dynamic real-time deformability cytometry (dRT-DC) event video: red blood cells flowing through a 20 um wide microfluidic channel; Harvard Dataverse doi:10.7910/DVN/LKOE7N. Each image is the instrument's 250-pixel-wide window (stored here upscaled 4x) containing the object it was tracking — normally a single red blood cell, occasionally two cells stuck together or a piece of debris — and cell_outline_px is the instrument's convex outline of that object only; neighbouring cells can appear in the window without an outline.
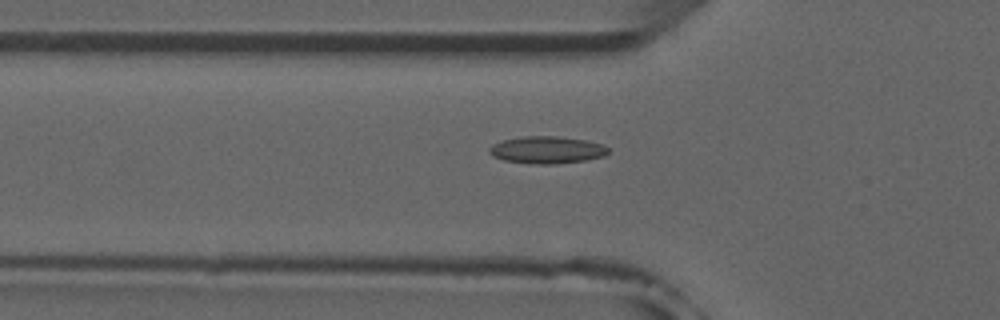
{"species": "common noctule bat (a hibernating species)", "species_latin": "Nyctalus noctula", "temperature_condition": "room temperature", "stored_images_in_passage": 53, "camera_frame_rate_fps": 3000, "um_per_image_px": 0.085, "animal": {"sex": "male", "forearm_length_mm": 52.5}, "frame": {"image": 1, "passage_image": 18, "time_ms": 5.667, "image_size_px": [1000, 320], "cell_outline_px": [[608, 152], [604, 156], [584, 160], [556, 164], [536, 164], [504, 160], [492, 156], [488, 152], [488, 148], [492, 144], [504, 140], [520, 136], [556, 136], [584, 140], [604, 144], [608, 148]], "centroid_in_image_um": [46.46, 12.74], "position_along_channel_um": 79.3, "area_um2": 18.84}}
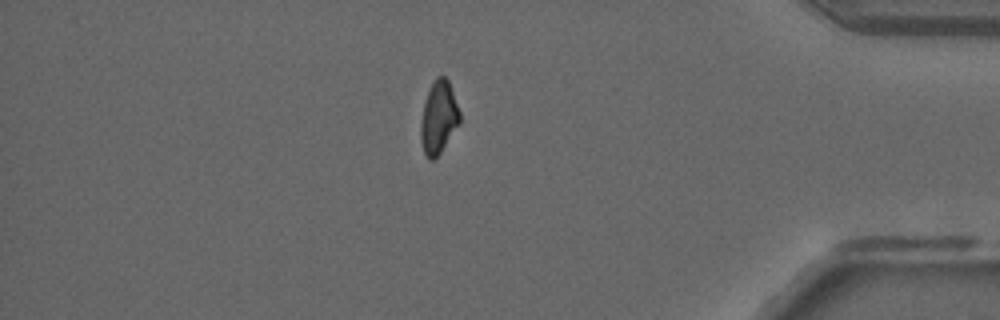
{"frame": {"image": 2, "passage_image": 45, "time_ms": 14.667, "image_size_px": [1000, 320], "cell_outline_px": [[460, 124], [440, 152], [432, 160], [428, 160], [424, 152], [420, 140], [420, 124], [424, 104], [428, 92], [436, 76], [444, 76], [448, 80], [460, 112]], "centroid_in_image_um": [37.28, 10.0], "position_along_channel_um": 397.9, "area_um2": 16.36}}
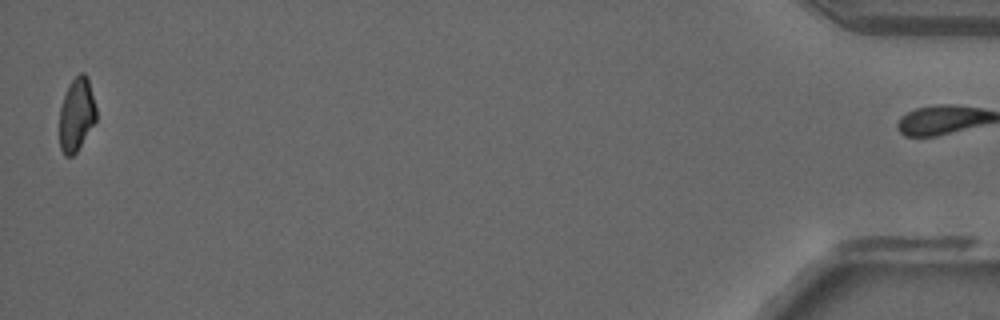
{"frame": {"image": 3, "passage_image": 52, "time_ms": 17.0, "image_size_px": [1000, 320], "cell_outline_px": [[96, 120], [76, 152], [72, 156], [64, 156], [60, 148], [60, 108], [64, 96], [72, 80], [80, 72], [84, 72], [88, 76], [96, 108]], "centroid_in_image_um": [6.51, 9.73], "position_along_channel_um": 428.7, "area_um2": 15.55}, "authors_computed_cell_mechanics": {"area_um2": 17.2822, "velocity_mm_per_s": 3.9353, "shape_relaxation_time_tau1_ms": null, "shape_relaxation_time_tau2_ms": 8.5491, "deformation_change_tau1": null, "deformation_change_tau2": 0.1452}}